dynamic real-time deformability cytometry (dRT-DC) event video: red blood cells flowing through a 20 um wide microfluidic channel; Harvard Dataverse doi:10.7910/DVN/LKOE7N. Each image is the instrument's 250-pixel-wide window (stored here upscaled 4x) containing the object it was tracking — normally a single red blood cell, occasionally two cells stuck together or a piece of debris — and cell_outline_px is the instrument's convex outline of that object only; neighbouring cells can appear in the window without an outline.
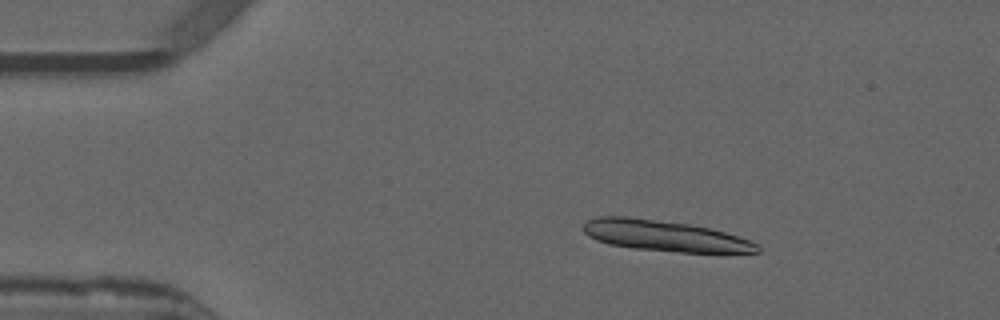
{"species": "common noctule bat (a hibernating species)", "species_latin": "Nyctalus noctula", "temperature_condition": "warm", "stored_images_in_passage": 54, "camera_frame_rate_fps": 3000, "um_per_image_px": 0.085, "animal": {"sex": "male", "forearm_length_mm": 52.5}, "frame": {"image": 1, "passage_image": 9, "time_ms": 2.667, "image_size_px": [1000, 320], "cell_outline_px": [[760, 252], [680, 252], [632, 248], [608, 244], [596, 240], [588, 236], [580, 228], [588, 220], [596, 216], [628, 216], [688, 224], [708, 228], [724, 232], [752, 240], [760, 248]], "centroid_in_image_um": [56.43, 20.03], "position_along_channel_um": 28.6, "area_um2": 31.21}}
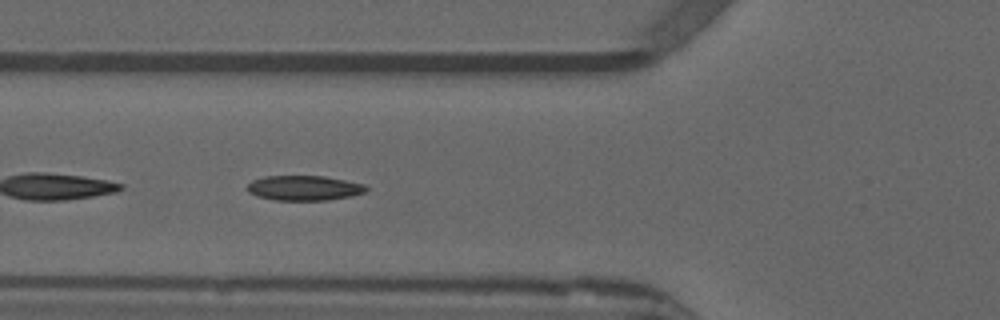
{"frame": {"image": 2, "passage_image": 20, "time_ms": 6.333, "image_size_px": [1000, 320], "cell_outline_px": [[368, 192], [352, 196], [328, 200], [276, 200], [256, 196], [248, 192], [244, 188], [252, 180], [264, 176], [324, 176], [364, 184], [368, 188]], "centroid_in_image_um": [25.84, 15.98], "position_along_channel_um": 100.0, "area_um2": 17.46}, "authors_computed_cell_mechanics": {"area_um2": 17.5712, "velocity_mm_per_s": 3.8655, "shape_relaxation_time_tau1_ms": null, "shape_relaxation_time_tau2_ms": 3.1123, "deformation_change_tau1": null, "deformation_change_tau2": 0.0771}}